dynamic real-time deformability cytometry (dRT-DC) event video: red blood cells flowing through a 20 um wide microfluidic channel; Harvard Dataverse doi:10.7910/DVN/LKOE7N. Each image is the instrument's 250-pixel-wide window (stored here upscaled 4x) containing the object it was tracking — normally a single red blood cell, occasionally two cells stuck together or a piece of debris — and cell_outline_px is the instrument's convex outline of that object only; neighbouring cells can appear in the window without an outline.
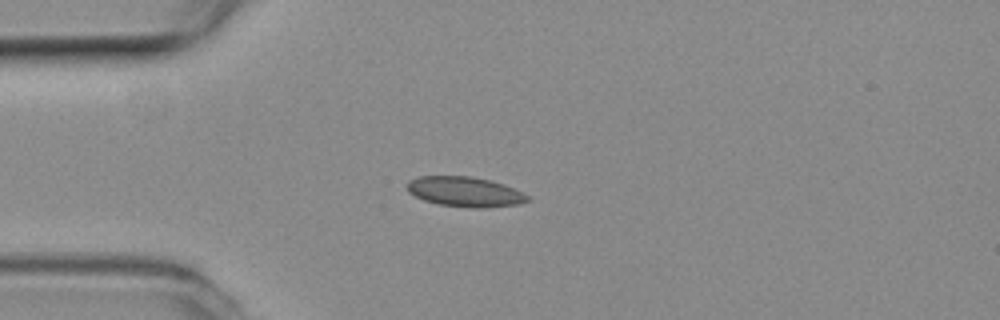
{"species": "common noctule bat (a hibernating species)", "species_latin": "Nyctalus noctula", "temperature_condition": "room temperature", "stored_images_in_passage": 3, "camera_frame_rate_fps": 3000, "um_per_image_px": 0.085, "animal": {"sex": "female", "body_mass_g": 19.3, "forearm_length_mm": 54.1}, "frame": {"image": 1, "passage_image": 3, "time_ms": 0.667, "image_size_px": [1000, 320], "cell_outline_px": [[532, 200], [520, 204], [484, 208], [468, 208], [440, 204], [424, 200], [408, 192], [408, 180], [420, 176], [472, 176], [504, 184], [528, 196]], "centroid_in_image_um": [39.53, 16.3], "position_along_channel_um": 45.5, "area_um2": 20.98}}